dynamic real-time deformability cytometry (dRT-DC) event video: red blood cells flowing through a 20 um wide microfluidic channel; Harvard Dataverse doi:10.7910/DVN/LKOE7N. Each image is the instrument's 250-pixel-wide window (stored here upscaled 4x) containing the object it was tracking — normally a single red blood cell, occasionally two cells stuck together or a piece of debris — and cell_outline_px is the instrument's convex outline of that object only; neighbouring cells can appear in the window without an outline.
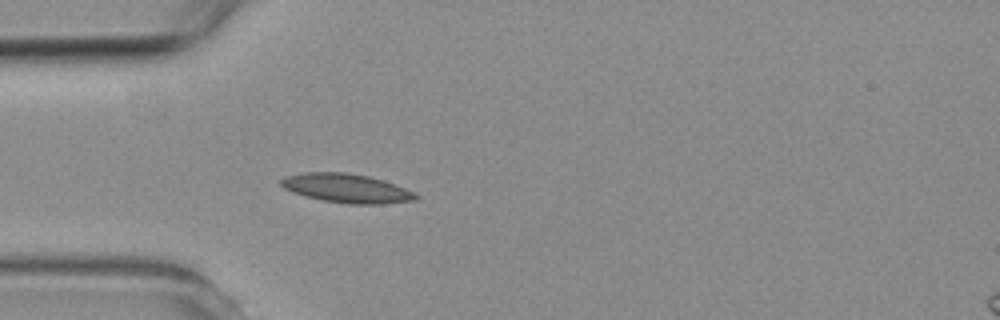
{"species": "common noctule bat (a hibernating species)", "species_latin": "Nyctalus noctula", "temperature_condition": "room temperature", "stored_images_in_passage": 1, "camera_frame_rate_fps": 3000, "um_per_image_px": 0.085, "animal": {"sex": "female", "body_mass_g": 19.3, "forearm_length_mm": 54.1}, "frame": {"image": 1, "passage_image": 1, "time_ms": 0.0, "image_size_px": [1000, 320], "cell_outline_px": [[420, 196], [416, 200], [384, 204], [348, 204], [320, 200], [292, 192], [284, 188], [280, 184], [280, 180], [288, 176], [304, 172], [348, 172], [368, 176], [384, 180], [396, 184]], "centroid_in_image_um": [29.47, 16.0], "position_along_channel_um": 55.5, "area_um2": 22.83}}